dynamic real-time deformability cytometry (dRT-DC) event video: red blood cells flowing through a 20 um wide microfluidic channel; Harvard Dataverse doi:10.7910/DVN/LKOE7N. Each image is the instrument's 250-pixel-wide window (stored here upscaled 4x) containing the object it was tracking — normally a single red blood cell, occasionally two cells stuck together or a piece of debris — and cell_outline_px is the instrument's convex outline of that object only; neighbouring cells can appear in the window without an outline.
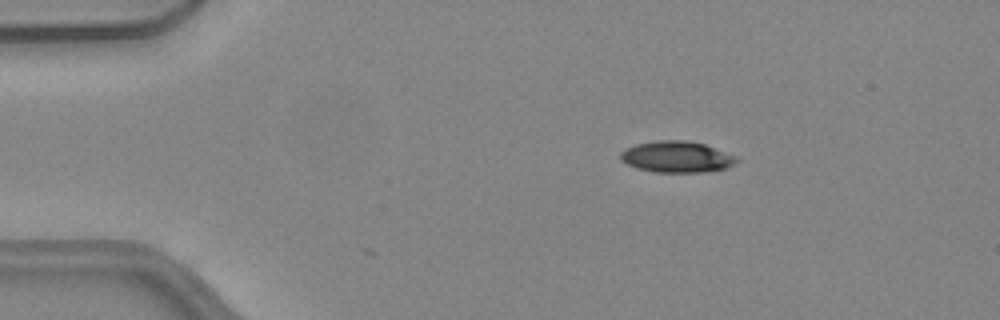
{"species": "common noctule bat (a hibernating species)", "species_latin": "Nyctalus noctula", "temperature_condition": "warm", "stored_images_in_passage": 6, "camera_frame_rate_fps": 3000, "um_per_image_px": 0.085, "animal": {"sex": "female", "body_mass_g": 24.6, "forearm_length_mm": 56.2}, "frame": {"image": 1, "passage_image": 1, "time_ms": 0.0, "image_size_px": [1000, 320], "cell_outline_px": [[740, 160], [724, 168], [704, 172], [656, 172], [636, 168], [620, 160], [620, 152], [624, 148], [636, 144], [656, 140], [688, 140], [704, 144], [736, 156]], "centroid_in_image_um": [57.48, 13.32], "position_along_channel_um": 27.5, "area_um2": 21.15}}